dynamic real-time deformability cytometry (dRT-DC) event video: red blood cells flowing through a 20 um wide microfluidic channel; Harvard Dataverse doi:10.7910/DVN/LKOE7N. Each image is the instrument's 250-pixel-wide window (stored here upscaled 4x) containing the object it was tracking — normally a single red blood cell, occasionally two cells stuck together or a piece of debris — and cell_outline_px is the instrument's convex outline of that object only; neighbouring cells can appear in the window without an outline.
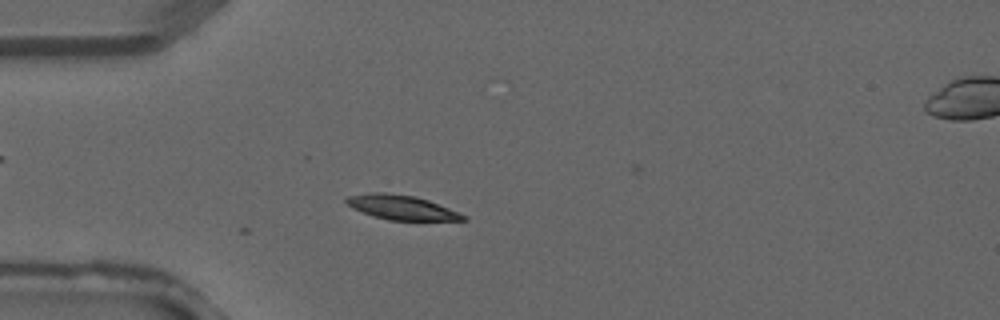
{"species": "common noctule bat (a hibernating species)", "species_latin": "Nyctalus noctula", "temperature_condition": "warm", "stored_images_in_passage": 3, "camera_frame_rate_fps": 3000, "um_per_image_px": 0.085, "animal": {"sex": "male", "forearm_length_mm": 52.5}, "frame": {"image": 1, "passage_image": 2, "time_ms": 0.333, "image_size_px": [1000, 320], "cell_outline_px": [[468, 220], [388, 220], [372, 216], [352, 208], [344, 200], [348, 196], [372, 192], [384, 192], [416, 196], [428, 200], [460, 212], [468, 216]], "centroid_in_image_um": [34.15, 17.63], "position_along_channel_um": 50.9, "area_um2": 16.76}}